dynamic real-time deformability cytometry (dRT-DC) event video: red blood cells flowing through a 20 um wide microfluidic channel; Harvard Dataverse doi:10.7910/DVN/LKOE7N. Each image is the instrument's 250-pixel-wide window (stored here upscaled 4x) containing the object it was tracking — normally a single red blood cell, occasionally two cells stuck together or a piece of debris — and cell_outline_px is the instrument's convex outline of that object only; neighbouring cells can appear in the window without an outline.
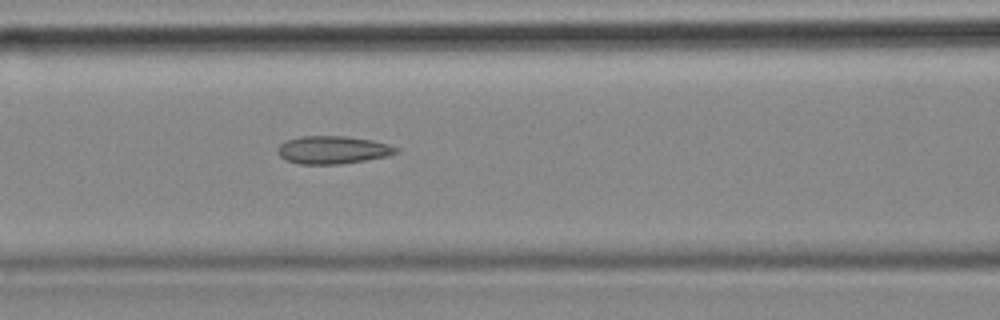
{"species": "common noctule bat (a hibernating species)", "species_latin": "Nyctalus noctula", "temperature_condition": "cold", "stored_images_in_passage": 22, "camera_frame_rate_fps": 3000, "um_per_image_px": 0.085, "animal": {"sex": "female", "body_mass_g": 18.4}, "frame": {"image": 1, "passage_image": 22, "time_ms": 7.0, "image_size_px": [1000, 320], "cell_outline_px": [[400, 152], [388, 156], [340, 164], [300, 164], [284, 160], [276, 152], [276, 148], [284, 140], [300, 136], [344, 136], [372, 140], [388, 144], [400, 148]], "centroid_in_image_um": [28.26, 12.74], "position_along_channel_um": 138.3, "area_um2": 19.48}}